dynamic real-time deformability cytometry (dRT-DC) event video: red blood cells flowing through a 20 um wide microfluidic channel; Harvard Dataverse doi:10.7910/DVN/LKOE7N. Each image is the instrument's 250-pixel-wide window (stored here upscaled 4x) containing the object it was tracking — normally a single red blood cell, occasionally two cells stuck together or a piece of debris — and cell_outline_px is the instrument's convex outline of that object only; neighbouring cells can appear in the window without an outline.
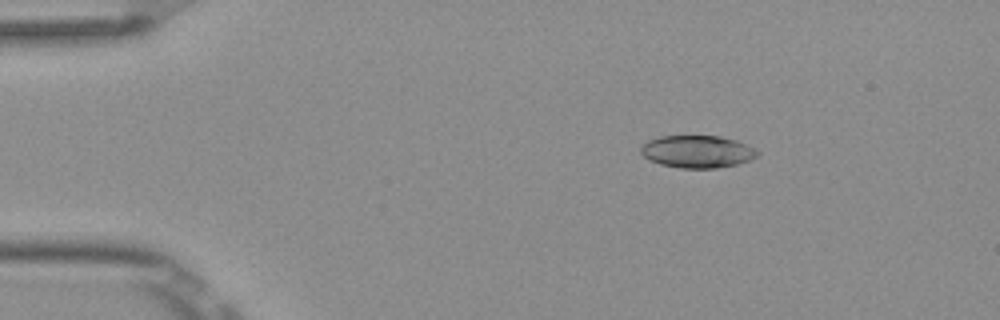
{"species": "Egyptian fruit bat (a non-hibernating species)", "species_latin": "Rousettus aegyptiacus", "temperature_condition": "room temperature", "stored_images_in_passage": 4, "camera_frame_rate_fps": 3000, "um_per_image_px": 0.085, "frame": {"image": 1, "passage_image": 2, "time_ms": 0.333, "image_size_px": [1000, 320], "cell_outline_px": [[760, 152], [752, 160], [740, 164], [716, 168], [680, 168], [660, 164], [648, 160], [640, 152], [640, 148], [648, 140], [660, 136], [720, 136], [736, 140], [756, 148]], "centroid_in_image_um": [59.3, 12.89], "position_along_channel_um": 25.7, "area_um2": 22.25}}